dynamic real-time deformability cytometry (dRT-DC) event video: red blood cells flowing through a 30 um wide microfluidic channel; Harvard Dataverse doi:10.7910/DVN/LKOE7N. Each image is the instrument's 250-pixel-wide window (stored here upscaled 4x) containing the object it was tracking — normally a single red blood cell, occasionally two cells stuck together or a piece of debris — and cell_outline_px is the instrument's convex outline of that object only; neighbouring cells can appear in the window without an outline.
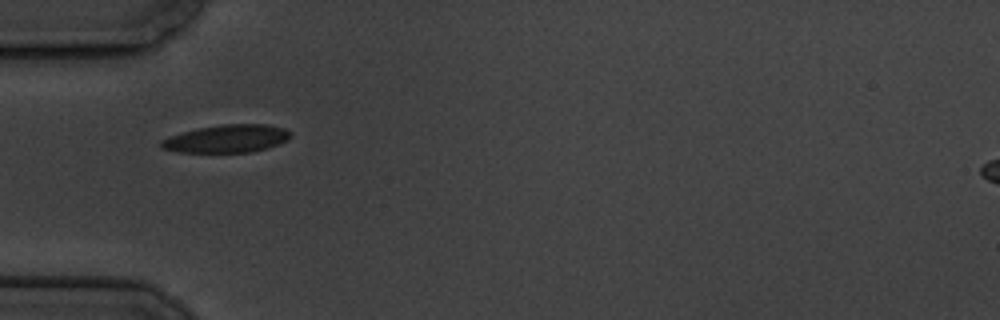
{"species": "common noctule bat (a hibernating species)", "species_latin": "Nyctalus noctula", "temperature_condition": "cold", "stored_images_in_passage": 2, "camera_frame_rate_fps": 3000, "um_per_image_px": 0.085, "animal": {"sex": "male", "body_mass_g": 19.5, "forearm_length_mm": 54.6}, "frame": {"image": 1, "passage_image": 1, "time_ms": 0.0, "image_size_px": [1000, 320], "cell_outline_px": [[292, 136], [288, 140], [268, 148], [252, 152], [176, 152], [160, 148], [160, 140], [168, 136], [200, 128], [224, 124], [268, 124], [284, 128], [292, 132]], "centroid_in_image_um": [19.3, 11.79], "position_along_channel_um": 65.7, "area_um2": 21.1}}
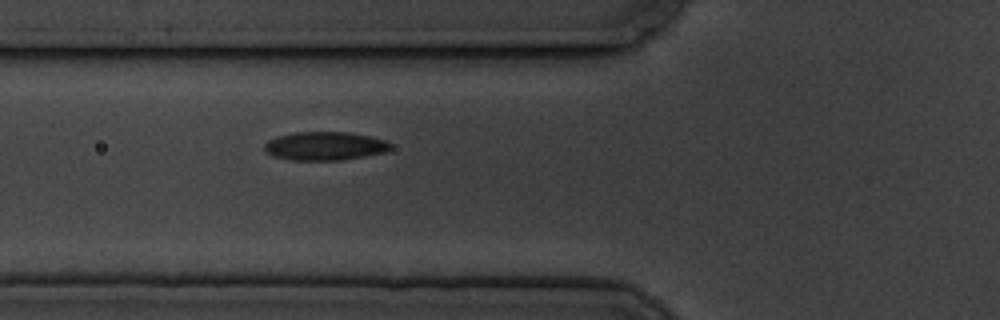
{"frame": {"image": 2, "passage_image": 2, "time_ms": 1.0, "image_size_px": [1000, 320], "cell_outline_px": [[392, 148], [384, 152], [364, 156], [340, 160], [288, 160], [272, 156], [264, 148], [264, 144], [268, 140], [276, 136], [292, 132], [348, 132], [368, 136], [384, 140], [392, 144]], "centroid_in_image_um": [27.57, 12.41], "position_along_channel_um": 98.2, "area_um2": 20.98}}